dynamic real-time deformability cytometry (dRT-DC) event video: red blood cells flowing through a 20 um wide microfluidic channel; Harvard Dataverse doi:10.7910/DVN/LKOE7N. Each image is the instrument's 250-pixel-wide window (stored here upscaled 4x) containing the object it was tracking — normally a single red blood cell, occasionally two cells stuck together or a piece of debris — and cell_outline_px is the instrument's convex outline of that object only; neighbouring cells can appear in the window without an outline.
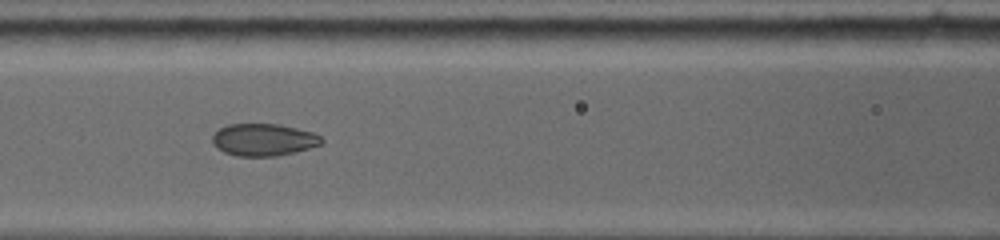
{"species": "common noctule bat (a hibernating species)", "species_latin": "Nyctalus noctula", "temperature_condition": "warm", "stored_images_in_passage": 61, "camera_frame_rate_fps": 5000, "um_per_image_px": 0.085, "animal": {"sex": "female", "body_mass_g": 19.0, "forearm_length_mm": 53.3}, "frame": {"image": 1, "passage_image": 16, "time_ms": 4.6, "image_size_px": [1000, 240], "cell_outline_px": [[324, 140], [320, 144], [296, 152], [276, 156], [236, 156], [224, 152], [216, 148], [212, 144], [212, 136], [220, 128], [228, 124], [280, 124], [312, 132], [320, 136]], "centroid_in_image_um": [22.37, 11.88], "position_along_channel_um": 144.2, "area_um2": 20.52}}
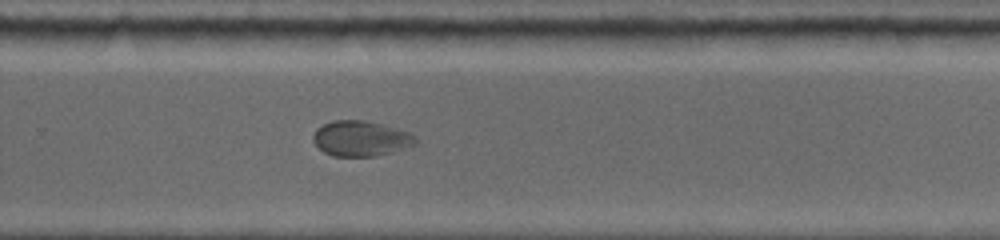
{"frame": {"image": 2, "passage_image": 31, "time_ms": 8.6, "image_size_px": [1000, 240], "cell_outline_px": [[420, 140], [416, 144], [392, 152], [376, 156], [332, 156], [324, 152], [312, 140], [312, 136], [316, 128], [332, 120], [364, 120], [384, 124], [412, 132]], "centroid_in_image_um": [30.71, 11.76], "position_along_channel_um": 299.1, "area_um2": 21.44}}
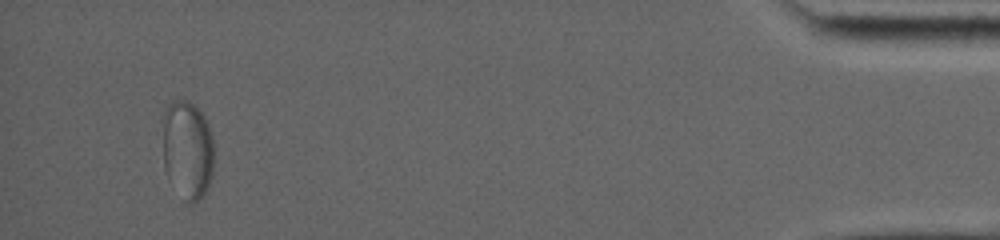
{"frame": {"image": 3, "passage_image": 54, "time_ms": 14.4, "image_size_px": [1000, 240], "cell_outline_px": [[212, 176], [200, 200], [192, 204], [188, 204], [184, 200], [168, 176], [164, 164], [164, 116], [168, 104], [172, 100], [184, 100], [192, 104], [204, 116], [208, 124], [212, 136]], "centroid_in_image_um": [15.94, 12.74], "position_along_channel_um": 419.3, "area_um2": 28.9}}